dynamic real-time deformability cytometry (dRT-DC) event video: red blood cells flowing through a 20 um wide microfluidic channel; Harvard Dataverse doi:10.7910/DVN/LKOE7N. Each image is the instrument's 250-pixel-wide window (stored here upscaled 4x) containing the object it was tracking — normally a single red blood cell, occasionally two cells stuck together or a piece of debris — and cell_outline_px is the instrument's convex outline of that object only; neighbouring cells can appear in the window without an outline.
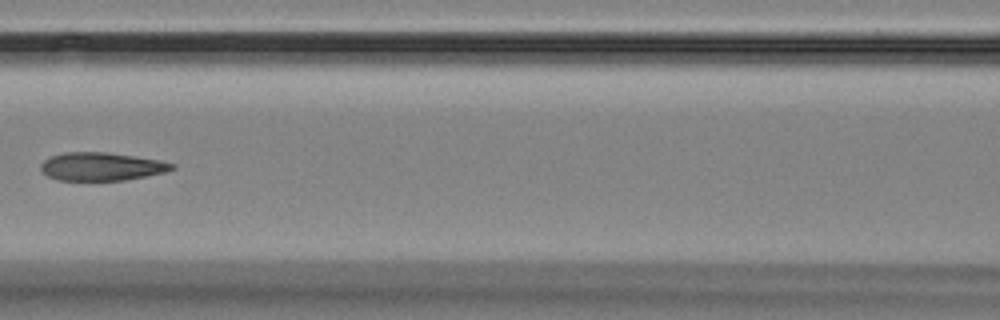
{"species": "Egyptian fruit bat (a non-hibernating species)", "species_latin": "Rousettus aegyptiacus", "temperature_condition": "room temperature", "stored_images_in_passage": 16, "camera_frame_rate_fps": 3000, "um_per_image_px": 0.085, "animal": {"sex": "female"}, "frame": {"image": 1, "passage_image": 8, "time_ms": 8.0, "image_size_px": [1000, 320], "cell_outline_px": [[176, 168], [164, 172], [124, 180], [56, 180], [48, 176], [40, 168], [40, 164], [44, 160], [52, 156], [64, 152], [104, 152], [132, 156], [156, 160], [176, 164]], "centroid_in_image_um": [8.59, 14.15], "position_along_channel_um": 158.0, "area_um2": 21.21}}
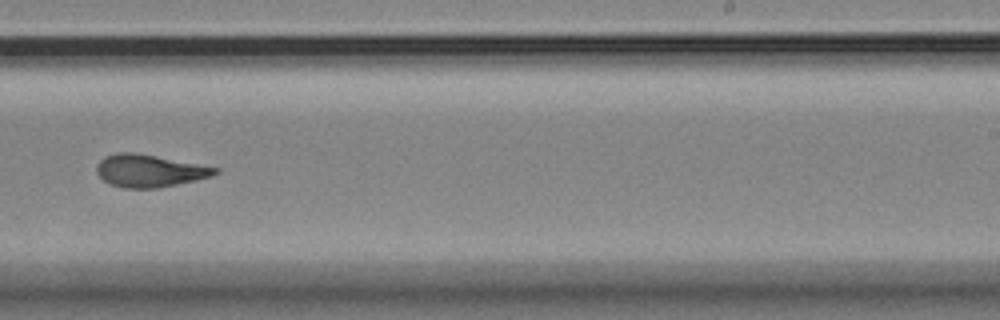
{"frame": {"image": 2, "passage_image": 11, "time_ms": 11.333, "image_size_px": [1000, 320], "cell_outline_px": [[220, 172], [212, 176], [196, 180], [160, 188], [124, 188], [112, 184], [104, 180], [96, 172], [96, 164], [104, 156], [116, 152], [132, 152], [220, 168]], "centroid_in_image_um": [12.69, 14.52], "position_along_channel_um": 276.3, "area_um2": 22.31}}
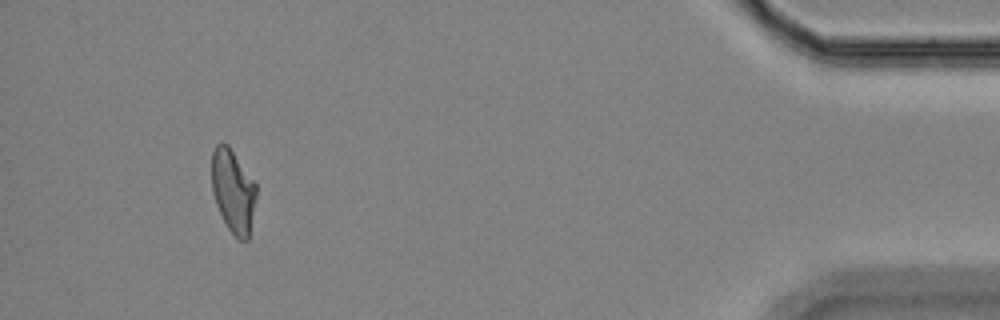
{"frame": {"image": 3, "passage_image": 15, "time_ms": 17.0, "image_size_px": [1000, 320], "cell_outline_px": [[256, 196], [248, 240], [236, 240], [228, 228], [216, 204], [212, 192], [212, 152], [216, 144], [220, 140], [224, 140], [228, 144], [256, 184]], "centroid_in_image_um": [19.8, 16.21], "position_along_channel_um": 415.4, "area_um2": 21.68}, "authors_computed_cell_mechanics": {"area_um2": 22.1952, "velocity_mm_per_s": 3.5784, "shape_relaxation_time_tau1_ms": null, "shape_relaxation_time_tau2_ms": 3.2258, "deformation_change_tau1": null, "deformation_change_tau2": 0.1041}}